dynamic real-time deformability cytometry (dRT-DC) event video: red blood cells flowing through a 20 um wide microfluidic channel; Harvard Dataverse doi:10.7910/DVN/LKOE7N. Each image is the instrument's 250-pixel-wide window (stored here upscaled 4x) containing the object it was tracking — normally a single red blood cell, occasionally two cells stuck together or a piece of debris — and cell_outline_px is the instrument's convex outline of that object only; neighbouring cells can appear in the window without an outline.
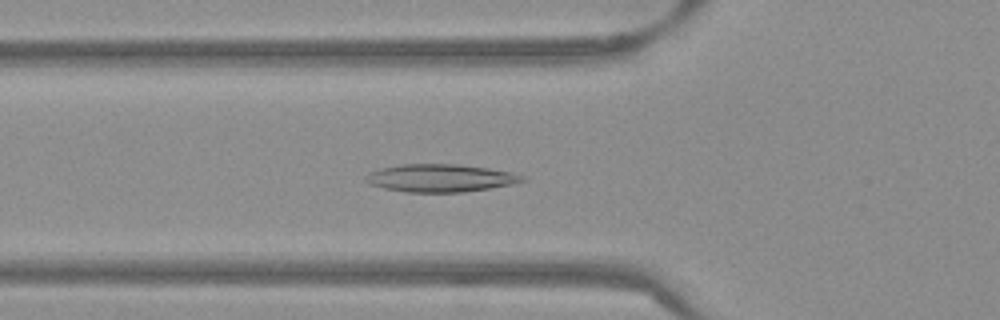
{"species": "Egyptian fruit bat (a non-hibernating species)", "species_latin": "Rousettus aegyptiacus", "temperature_condition": "warm", "stored_images_in_passage": 52, "camera_frame_rate_fps": 3000, "um_per_image_px": 0.085, "frame": {"image": 1, "passage_image": 18, "time_ms": 5.667, "image_size_px": [1000, 320], "cell_outline_px": [[528, 180], [512, 184], [464, 192], [404, 192], [384, 188], [368, 184], [364, 180], [368, 172], [380, 168], [400, 164], [456, 164], [488, 168], [512, 172], [524, 176]], "centroid_in_image_um": [37.4, 15.13], "position_along_channel_um": 88.4, "area_um2": 25.43}}
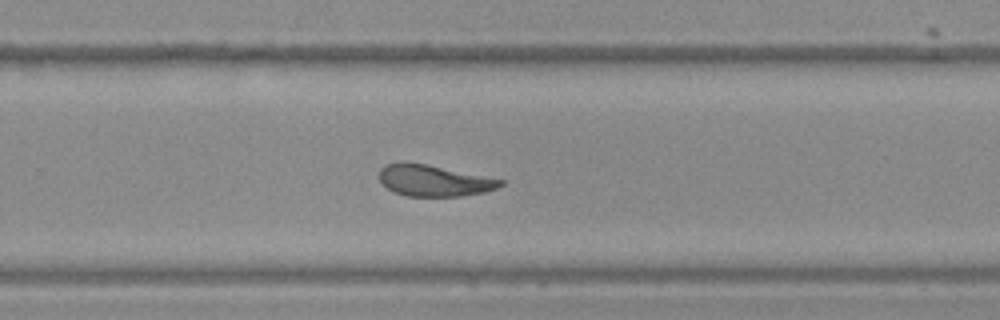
{"frame": {"image": 2, "passage_image": 34, "time_ms": 11.0, "image_size_px": [1000, 320], "cell_outline_px": [[504, 184], [496, 188], [484, 192], [460, 196], [408, 196], [392, 192], [380, 180], [380, 168], [384, 164], [400, 160], [424, 164], [504, 180]], "centroid_in_image_um": [36.82, 15.34], "position_along_channel_um": 293.0, "area_um2": 22.02}}
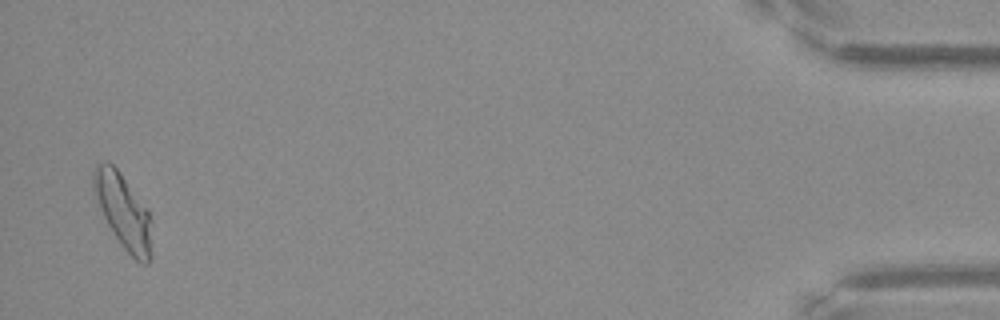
{"frame": {"image": 3, "passage_image": 51, "time_ms": 16.667, "image_size_px": [1000, 320], "cell_outline_px": [[152, 260], [148, 264], [140, 264], [124, 248], [108, 224], [96, 200], [92, 188], [92, 172], [96, 164], [104, 160], [112, 164], [116, 168], [148, 208], [152, 220]], "centroid_in_image_um": [10.51, 17.97], "position_along_channel_um": 424.7, "area_um2": 25.66}, "authors_computed_cell_mechanics": {"area_um2": 23.8136, "velocity_mm_per_s": 3.8305, "shape_relaxation_time_tau1_ms": null, "shape_relaxation_time_tau2_ms": 5.9942, "deformation_change_tau1": null, "deformation_change_tau2": 0.142}}